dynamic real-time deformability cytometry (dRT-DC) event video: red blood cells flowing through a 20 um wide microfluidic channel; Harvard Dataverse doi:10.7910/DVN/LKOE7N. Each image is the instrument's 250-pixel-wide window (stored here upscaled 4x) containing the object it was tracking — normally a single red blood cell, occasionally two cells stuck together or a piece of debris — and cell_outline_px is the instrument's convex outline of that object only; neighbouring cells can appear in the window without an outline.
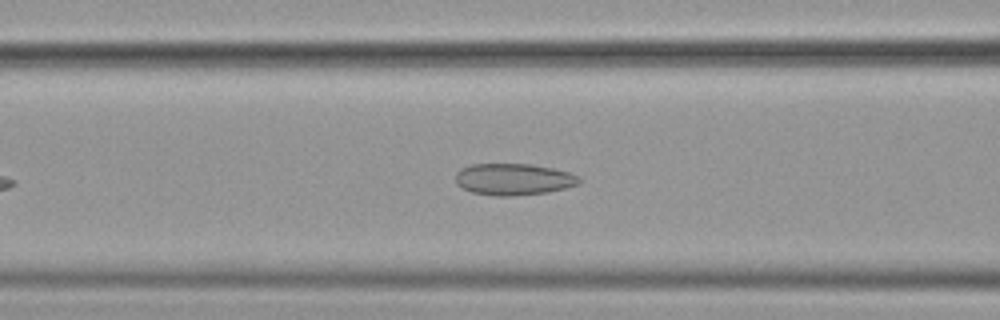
{"species": "common noctule bat (a hibernating species)", "species_latin": "Nyctalus noctula", "temperature_condition": "cold", "stored_images_in_passage": 41, "camera_frame_rate_fps": 3000, "um_per_image_px": 0.085, "animal": {"sex": "female", "body_mass_g": 19.9}, "frame": {"image": 1, "passage_image": 14, "time_ms": 4.333, "image_size_px": [1000, 320], "cell_outline_px": [[580, 180], [576, 184], [564, 188], [548, 192], [512, 196], [496, 196], [472, 192], [456, 184], [456, 172], [460, 168], [472, 164], [532, 164], [552, 168], [568, 172], [580, 176]], "centroid_in_image_um": [43.62, 15.23], "position_along_channel_um": 123.0, "area_um2": 22.72}}
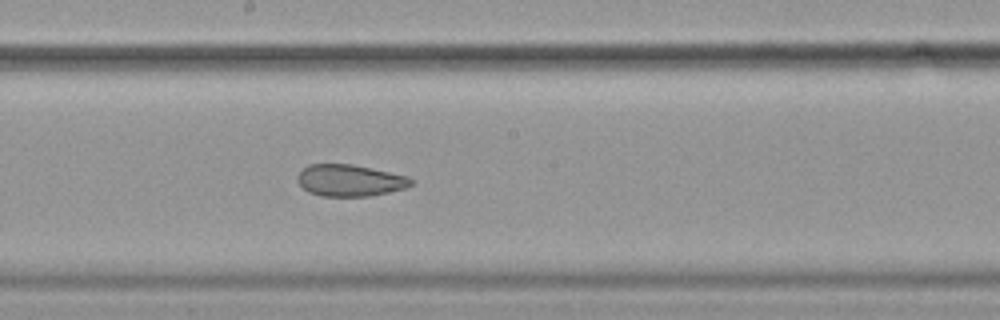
{"frame": {"image": 2, "passage_image": 22, "time_ms": 7.0, "image_size_px": [1000, 320], "cell_outline_px": [[412, 184], [404, 188], [388, 192], [368, 196], [320, 196], [308, 192], [300, 184], [300, 172], [308, 164], [352, 164], [408, 176], [412, 180]], "centroid_in_image_um": [29.75, 15.33], "position_along_channel_um": 218.5, "area_um2": 20.63}}
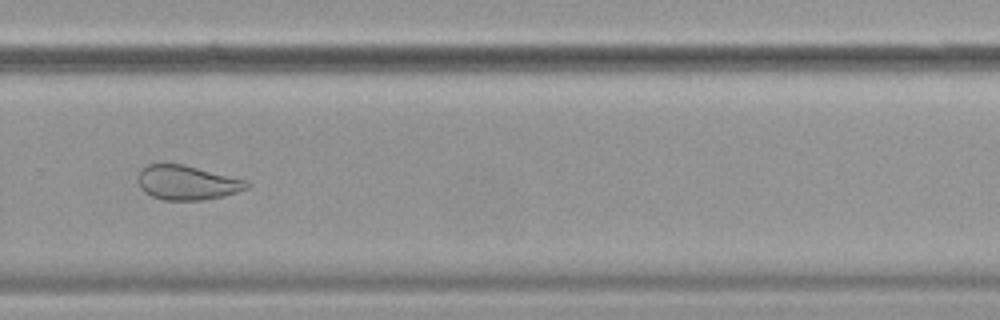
{"frame": {"image": 3, "passage_image": 30, "time_ms": 9.667, "image_size_px": [1000, 320], "cell_outline_px": [[248, 188], [224, 196], [200, 200], [164, 200], [152, 196], [144, 192], [140, 188], [140, 168], [148, 164], [184, 164], [244, 180], [248, 184]], "centroid_in_image_um": [15.87, 15.53], "position_along_channel_um": 313.9, "area_um2": 21.44}, "authors_computed_cell_mechanics": {"area_um2": 23.4668, "velocity_mm_per_s": 3.584, "shape_relaxation_time_tau1_ms": null, "shape_relaxation_time_tau2_ms": 2.6287, "deformation_change_tau1": null, "deformation_change_tau2": 0.0958}}